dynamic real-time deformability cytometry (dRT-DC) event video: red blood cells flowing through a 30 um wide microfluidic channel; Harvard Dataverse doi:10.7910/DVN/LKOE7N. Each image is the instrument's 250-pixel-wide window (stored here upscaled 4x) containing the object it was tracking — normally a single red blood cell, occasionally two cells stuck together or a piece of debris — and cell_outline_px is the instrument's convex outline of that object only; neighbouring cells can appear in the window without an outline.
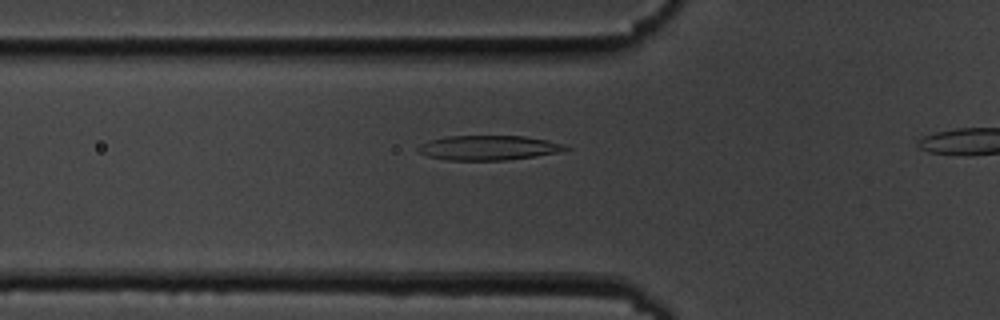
{"species": "common noctule bat (a hibernating species)", "species_latin": "Nyctalus noctula", "temperature_condition": "cold", "stored_images_in_passage": 15, "camera_frame_rate_fps": 3000, "um_per_image_px": 0.085, "animal": {"sex": "male", "body_mass_g": 19.5, "forearm_length_mm": 54.6}, "frame": {"image": 1, "passage_image": 13, "time_ms": 4.0, "image_size_px": [1000, 320], "cell_outline_px": [[572, 148], [564, 152], [536, 156], [504, 160], [448, 160], [428, 156], [420, 152], [416, 148], [420, 144], [428, 140], [444, 136], [524, 136], [548, 140], [564, 144]], "centroid_in_image_um": [41.57, 12.55], "position_along_channel_um": 84.2, "area_um2": 21.39}}